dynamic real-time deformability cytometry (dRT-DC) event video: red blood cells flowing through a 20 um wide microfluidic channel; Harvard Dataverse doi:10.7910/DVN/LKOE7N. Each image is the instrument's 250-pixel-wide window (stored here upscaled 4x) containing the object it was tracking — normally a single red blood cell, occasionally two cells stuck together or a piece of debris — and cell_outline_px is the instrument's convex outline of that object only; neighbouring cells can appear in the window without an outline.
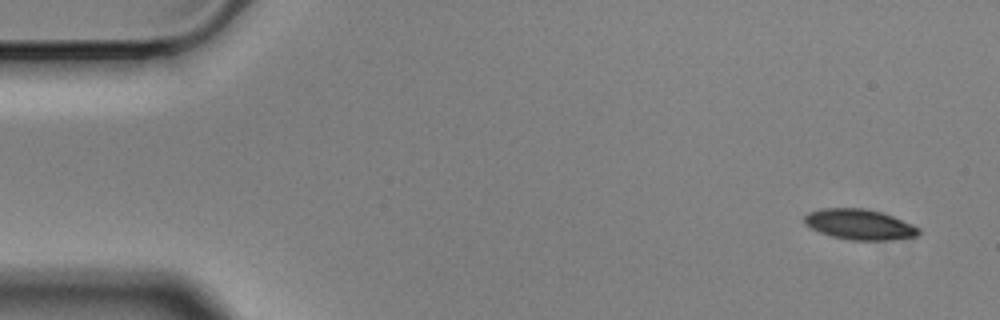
{"species": "Egyptian fruit bat (a non-hibernating species)", "species_latin": "Rousettus aegyptiacus", "temperature_condition": "cold", "stored_images_in_passage": 55, "camera_frame_rate_fps": 3000, "um_per_image_px": 0.085, "animal": {"sex": "male"}, "frame": {"image": 1, "passage_image": 1, "time_ms": 0.0, "image_size_px": [1000, 320], "cell_outline_px": [[920, 232], [916, 236], [888, 240], [852, 240], [832, 236], [820, 232], [804, 224], [804, 216], [808, 212], [820, 208], [864, 208], [884, 212], [912, 224], [920, 228]], "centroid_in_image_um": [73.05, 19.06], "position_along_channel_um": 11.9, "area_um2": 20.35}}
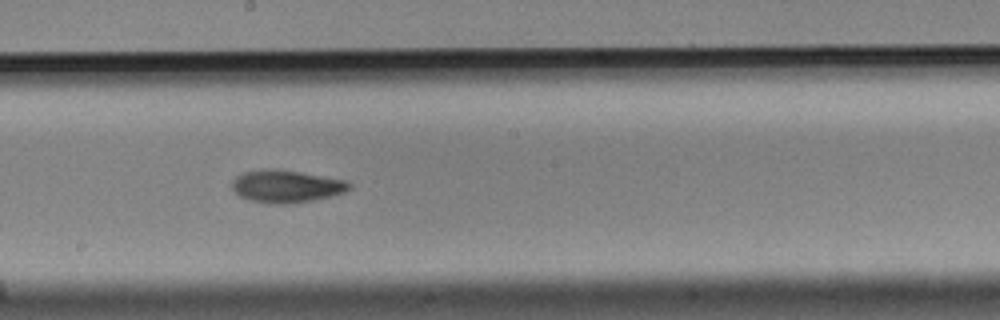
{"frame": {"image": 2, "passage_image": 29, "time_ms": 9.333, "image_size_px": [1000, 320], "cell_outline_px": [[352, 188], [344, 192], [332, 196], [312, 200], [288, 204], [272, 204], [252, 200], [240, 196], [232, 188], [232, 180], [236, 176], [244, 172], [272, 168], [300, 172], [348, 180], [352, 184]], "centroid_in_image_um": [24.38, 15.83], "position_along_channel_um": 223.8, "area_um2": 22.2}}
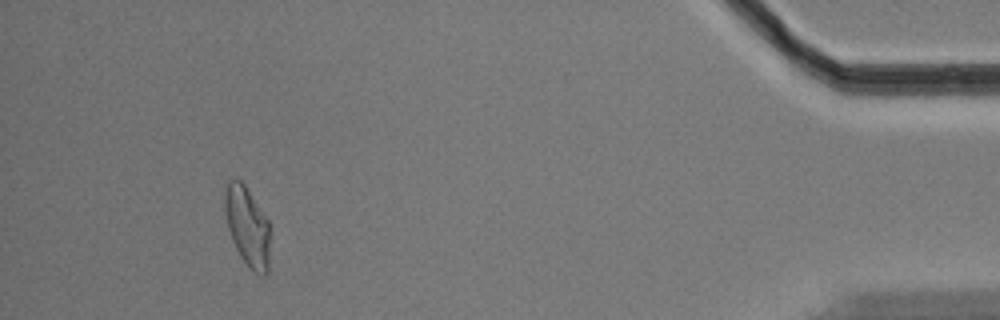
{"frame": {"image": 3, "passage_image": 51, "time_ms": 16.667, "image_size_px": [1000, 320], "cell_outline_px": [[268, 272], [264, 276], [260, 276], [248, 268], [240, 256], [232, 240], [228, 228], [224, 212], [224, 184], [228, 180], [240, 180], [244, 184], [268, 220]], "centroid_in_image_um": [20.98, 19.25], "position_along_channel_um": 414.2, "area_um2": 20.92}, "authors_computed_cell_mechanics": {"area_um2": 21.2126, "velocity_mm_per_s": 3.4968, "shape_relaxation_time_tau1_ms": 4.9348, "shape_relaxation_time_tau2_ms": 7.8614, "deformation_change_tau1": 0.1633, "deformation_change_tau2": 0.1445}}